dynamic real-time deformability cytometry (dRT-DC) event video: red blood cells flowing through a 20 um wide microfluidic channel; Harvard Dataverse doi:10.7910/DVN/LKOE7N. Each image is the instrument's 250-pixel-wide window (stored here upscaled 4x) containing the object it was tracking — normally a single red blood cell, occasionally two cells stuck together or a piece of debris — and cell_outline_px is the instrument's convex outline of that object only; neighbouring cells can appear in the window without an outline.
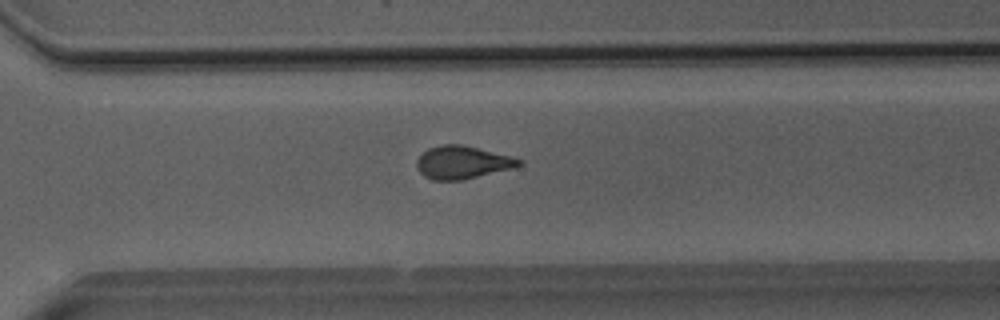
{"species": "Egyptian fruit bat (a non-hibernating species)", "species_latin": "Rousettus aegyptiacus", "temperature_condition": "room temperature", "stored_images_in_passage": 51, "camera_frame_rate_fps": 3000, "um_per_image_px": 0.085, "animal": {"sex": "male"}, "frame": {"image": 1, "passage_image": 37, "time_ms": 12.0, "image_size_px": [1000, 320], "cell_outline_px": [[524, 164], [512, 168], [464, 180], [432, 180], [424, 176], [416, 168], [416, 160], [428, 148], [440, 144], [460, 144], [512, 156], [524, 160]], "centroid_in_image_um": [39.31, 13.8], "position_along_channel_um": 331.3, "area_um2": 19.71}}
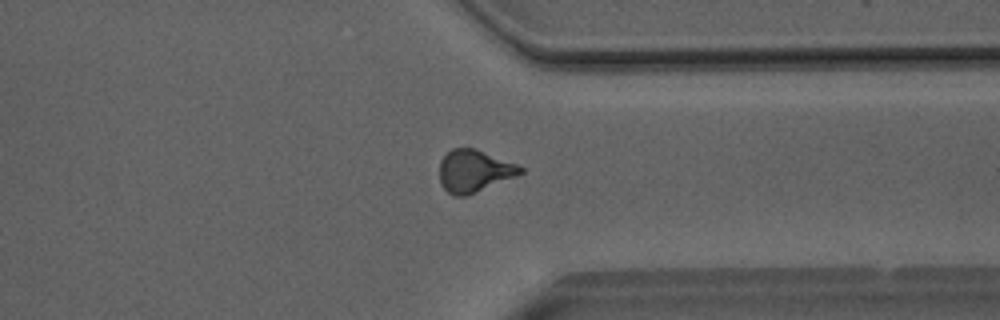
{"frame": {"image": 2, "passage_image": 40, "time_ms": 13.0, "image_size_px": [1000, 320], "cell_outline_px": [[524, 172], [516, 176], [468, 196], [452, 196], [440, 184], [440, 160], [452, 148], [472, 148], [516, 164], [524, 168]], "centroid_in_image_um": [40.28, 14.56], "position_along_channel_um": 371.1, "area_um2": 19.77}}
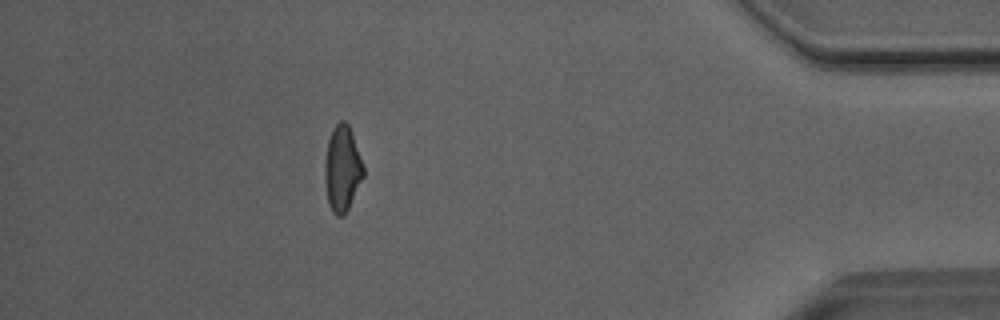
{"frame": {"image": 3, "passage_image": 46, "time_ms": 15.0, "image_size_px": [1000, 320], "cell_outline_px": [[364, 176], [344, 216], [336, 216], [332, 212], [328, 204], [324, 180], [324, 168], [328, 140], [332, 128], [340, 120], [344, 120], [348, 124], [352, 132], [364, 168]], "centroid_in_image_um": [29.08, 14.34], "position_along_channel_um": 406.1, "area_um2": 19.36}, "authors_computed_cell_mechanics": {"area_um2": 19.9988, "velocity_mm_per_s": 4.0861, "shape_relaxation_time_tau1_ms": 9.2737, "shape_relaxation_time_tau2_ms": 1.783, "deformation_change_tau1": 0.1992, "deformation_change_tau2": 0.0821}}